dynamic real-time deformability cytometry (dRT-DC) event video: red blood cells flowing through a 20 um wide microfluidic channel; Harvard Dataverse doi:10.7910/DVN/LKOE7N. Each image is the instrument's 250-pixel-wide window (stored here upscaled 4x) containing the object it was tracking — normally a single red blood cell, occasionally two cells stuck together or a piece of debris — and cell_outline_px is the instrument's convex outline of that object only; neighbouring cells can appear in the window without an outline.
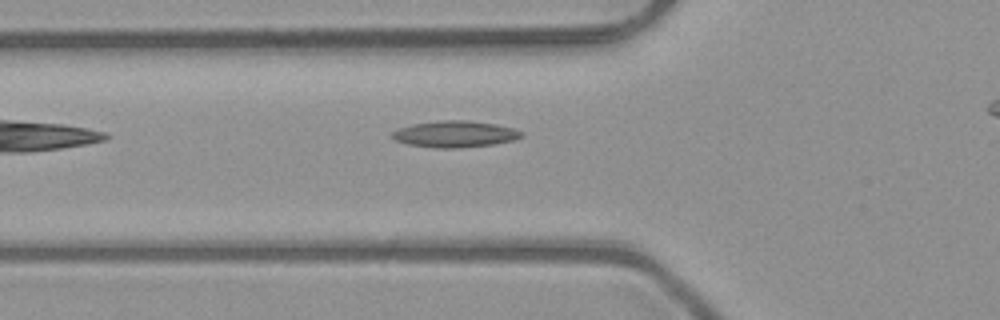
{"species": "common noctule bat (a hibernating species)", "species_latin": "Nyctalus noctula", "temperature_condition": "room temperature", "stored_images_in_passage": 7, "camera_frame_rate_fps": 3000, "um_per_image_px": 0.085, "animal": {"sex": "male", "body_mass_g": 23.1, "forearm_length_mm": 52.7}, "frame": {"image": 1, "passage_image": 6, "time_ms": 1.667, "image_size_px": [1000, 320], "cell_outline_px": [[524, 136], [516, 140], [492, 144], [460, 148], [432, 148], [408, 144], [396, 140], [392, 136], [392, 132], [400, 128], [412, 124], [440, 120], [464, 120], [496, 124], [512, 128], [524, 132]], "centroid_in_image_um": [38.71, 11.4], "position_along_channel_um": 87.1, "area_um2": 19.94}}